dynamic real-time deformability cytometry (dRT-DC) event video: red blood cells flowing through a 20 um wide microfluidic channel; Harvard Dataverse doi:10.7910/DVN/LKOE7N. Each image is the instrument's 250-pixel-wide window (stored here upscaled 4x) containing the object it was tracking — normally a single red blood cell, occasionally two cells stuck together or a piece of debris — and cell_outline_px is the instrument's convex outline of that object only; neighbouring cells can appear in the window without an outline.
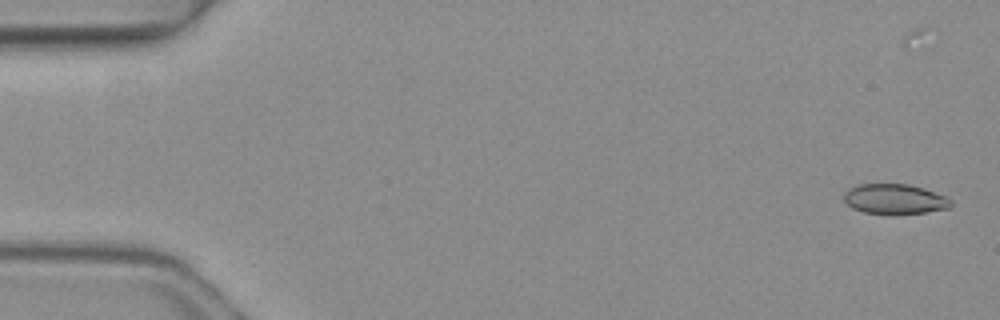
{"species": "common noctule bat (a hibernating species)", "species_latin": "Nyctalus noctula", "temperature_condition": "warm", "stored_images_in_passage": 9, "camera_frame_rate_fps": 3000, "um_per_image_px": 0.085, "animal": {"sex": "female", "body_mass_g": 19.3, "forearm_length_mm": 54.1}, "frame": {"image": 1, "passage_image": 1, "time_ms": 0.0, "image_size_px": [1000, 320], "cell_outline_px": [[952, 204], [948, 208], [924, 212], [896, 216], [888, 216], [864, 212], [852, 208], [844, 200], [844, 192], [848, 188], [860, 184], [908, 184], [924, 188], [948, 196], [952, 200]], "centroid_in_image_um": [76.06, 16.94], "position_along_channel_um": 8.9, "area_um2": 19.31}}
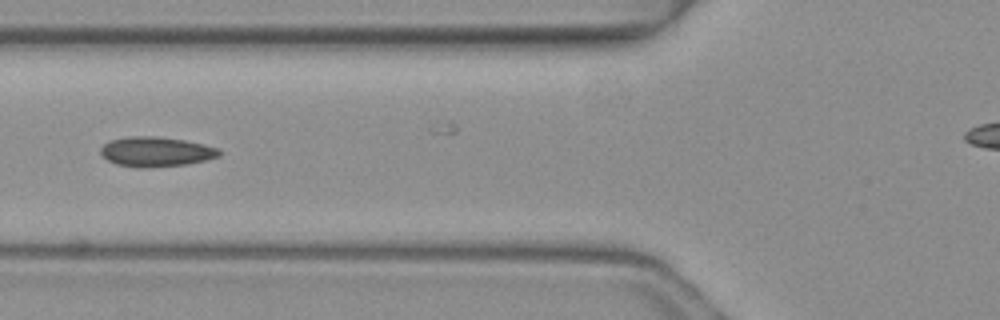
{"frame": {"image": 2, "passage_image": 5, "time_ms": 1.333, "image_size_px": [1000, 320], "cell_outline_px": [[224, 152], [220, 156], [204, 160], [184, 164], [148, 168], [136, 168], [116, 164], [108, 160], [100, 152], [100, 148], [108, 140], [128, 136], [156, 136], [184, 140], [204, 144], [220, 148]], "centroid_in_image_um": [13.27, 12.89], "position_along_channel_um": 112.5, "area_um2": 20.81}}
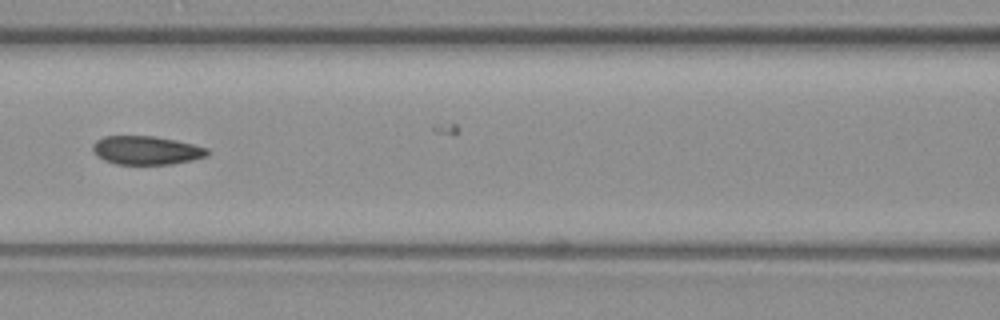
{"frame": {"image": 3, "passage_image": 6, "time_ms": 1.667, "image_size_px": [1000, 320], "cell_outline_px": [[208, 156], [192, 160], [172, 164], [116, 164], [104, 160], [96, 156], [92, 152], [92, 144], [96, 140], [104, 136], [152, 136], [176, 140], [208, 148]], "centroid_in_image_um": [12.41, 12.78], "position_along_channel_um": 154.2, "area_um2": 19.19}}